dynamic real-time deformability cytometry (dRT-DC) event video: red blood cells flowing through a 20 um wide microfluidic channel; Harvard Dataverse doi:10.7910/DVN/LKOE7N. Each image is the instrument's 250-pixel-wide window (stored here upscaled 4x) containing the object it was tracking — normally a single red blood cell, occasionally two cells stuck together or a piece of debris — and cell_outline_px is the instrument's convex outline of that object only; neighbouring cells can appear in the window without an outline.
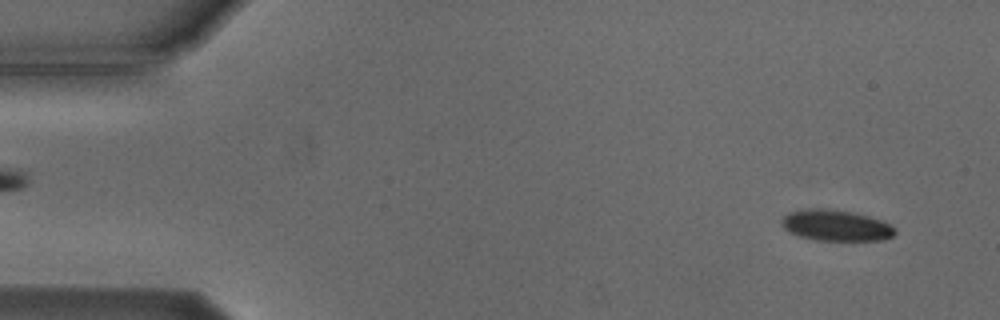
{"species": "Egyptian fruit bat (a non-hibernating species)", "species_latin": "Rousettus aegyptiacus", "temperature_condition": "cold", "stored_images_in_passage": 5, "segment_of_instrument_passage": [2, 2], "camera_frame_rate_fps": 3000, "um_per_image_px": 0.085, "animal": {"sex": "male"}, "frame": {"image": 1, "passage_image": 5, "time_ms": 5.667, "image_size_px": [1000, 320], "cell_outline_px": [[896, 232], [892, 236], [884, 240], [816, 240], [800, 236], [788, 232], [784, 228], [780, 220], [788, 212], [804, 208], [824, 208], [852, 212], [868, 216], [880, 220], [896, 228]], "centroid_in_image_um": [71.02, 19.15], "position_along_channel_um": 14.0, "area_um2": 20.52}}